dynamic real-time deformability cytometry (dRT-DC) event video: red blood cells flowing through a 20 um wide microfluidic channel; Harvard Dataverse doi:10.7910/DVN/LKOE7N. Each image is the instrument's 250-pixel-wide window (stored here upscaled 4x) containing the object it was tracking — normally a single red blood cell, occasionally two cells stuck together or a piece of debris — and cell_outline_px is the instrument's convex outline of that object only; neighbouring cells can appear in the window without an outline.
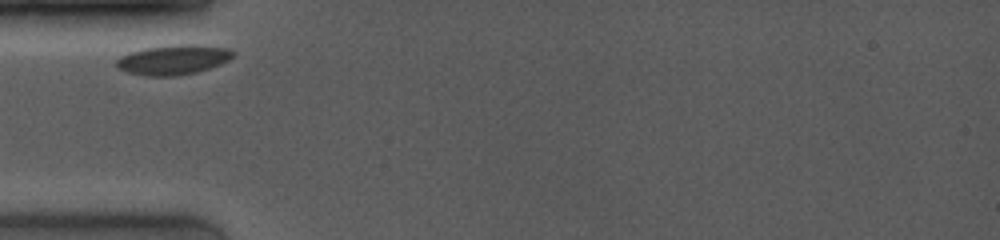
{"species": "common noctule bat (a hibernating species)", "species_latin": "Nyctalus noctula", "temperature_condition": "room temperature", "stored_images_in_passage": 15, "camera_frame_rate_fps": 4000, "um_per_image_px": 0.085, "animal": {"sex": "female", "body_mass_g": 19.0, "forearm_length_mm": 53.3}, "frame": {"image": 1, "passage_image": 1, "time_ms": 0.0, "image_size_px": [1000, 240], "cell_outline_px": [[236, 56], [220, 64], [196, 72], [176, 76], [148, 76], [128, 72], [116, 68], [116, 60], [120, 56], [128, 52], [144, 48], [176, 44], [196, 44], [228, 48], [236, 52]], "centroid_in_image_um": [14.73, 5.06], "position_along_channel_um": 70.3, "area_um2": 20.46}}
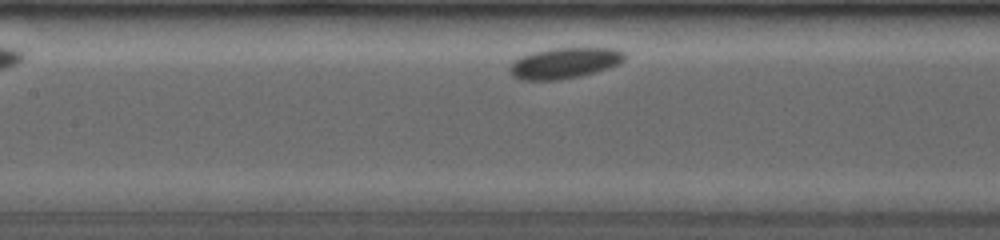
{"frame": {"image": 2, "passage_image": 11, "time_ms": 2.5, "image_size_px": [1000, 240], "cell_outline_px": [[628, 56], [620, 64], [608, 68], [580, 76], [556, 80], [520, 80], [512, 76], [508, 72], [508, 68], [520, 56], [532, 52], [552, 48], [616, 48], [624, 52]], "centroid_in_image_um": [47.99, 5.36], "position_along_channel_um": 159.4, "area_um2": 20.81}}